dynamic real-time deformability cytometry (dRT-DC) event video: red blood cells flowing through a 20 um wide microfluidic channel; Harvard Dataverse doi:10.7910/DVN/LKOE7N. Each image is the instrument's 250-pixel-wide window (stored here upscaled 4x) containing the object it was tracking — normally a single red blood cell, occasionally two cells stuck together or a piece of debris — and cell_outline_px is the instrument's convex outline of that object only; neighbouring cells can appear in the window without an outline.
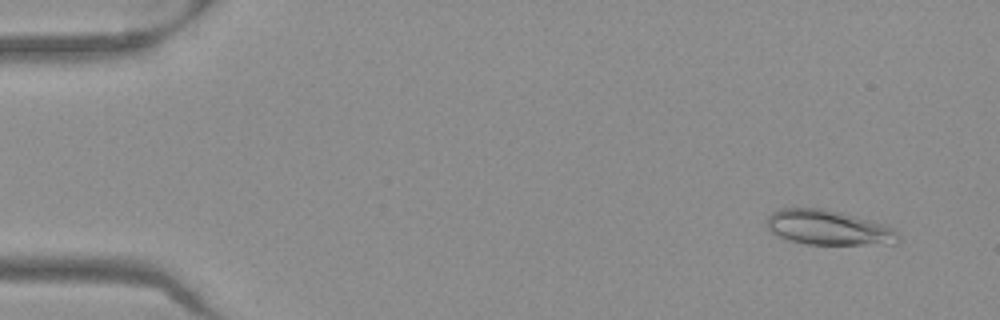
{"species": "Egyptian fruit bat (a non-hibernating species)", "species_latin": "Rousettus aegyptiacus", "temperature_condition": "warm", "stored_images_in_passage": 51, "camera_frame_rate_fps": 3000, "um_per_image_px": 0.085, "frame": {"image": 1, "passage_image": 4, "time_ms": 1.0, "image_size_px": [1000, 320], "cell_outline_px": [[900, 240], [896, 244], [808, 244], [788, 240], [772, 232], [764, 224], [768, 216], [772, 212], [780, 208], [820, 208], [840, 212], [896, 228], [900, 236]], "centroid_in_image_um": [70.42, 19.35], "position_along_channel_um": 14.6, "area_um2": 26.7}}
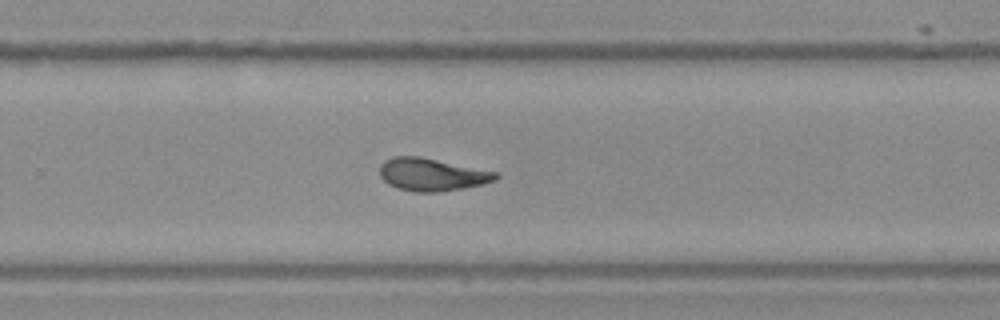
{"frame": {"image": 2, "passage_image": 34, "time_ms": 11.0, "image_size_px": [1000, 320], "cell_outline_px": [[500, 176], [496, 180], [484, 184], [436, 192], [412, 192], [388, 184], [380, 176], [380, 164], [384, 160], [392, 156], [420, 156], [500, 172]], "centroid_in_image_um": [36.73, 14.82], "position_along_channel_um": 293.1, "area_um2": 22.25}}
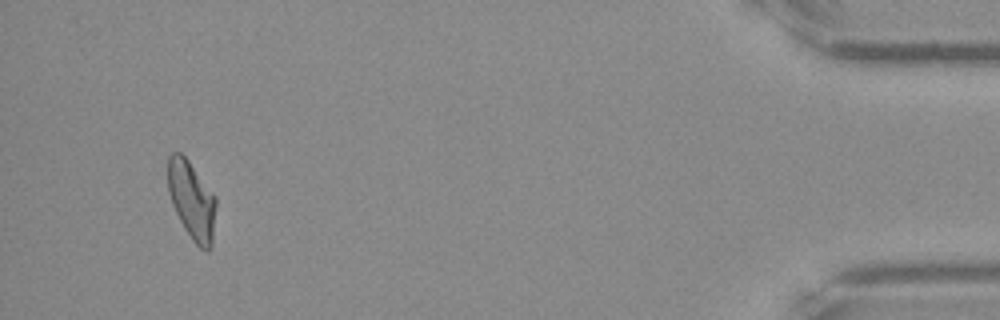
{"frame": {"image": 3, "passage_image": 49, "time_ms": 16.0, "image_size_px": [1000, 320], "cell_outline_px": [[216, 204], [212, 248], [208, 252], [200, 248], [192, 240], [184, 228], [172, 204], [168, 192], [168, 156], [172, 152], [180, 152], [188, 160], [216, 196]], "centroid_in_image_um": [16.31, 17.04], "position_along_channel_um": 418.9, "area_um2": 22.02}, "authors_computed_cell_mechanics": {"area_um2": 22.253, "velocity_mm_per_s": 3.9717, "shape_relaxation_time_tau1_ms": 6.9563, "shape_relaxation_time_tau2_ms": 2.52, "deformation_change_tau1": 0.1954, "deformation_change_tau2": 0.0751}}